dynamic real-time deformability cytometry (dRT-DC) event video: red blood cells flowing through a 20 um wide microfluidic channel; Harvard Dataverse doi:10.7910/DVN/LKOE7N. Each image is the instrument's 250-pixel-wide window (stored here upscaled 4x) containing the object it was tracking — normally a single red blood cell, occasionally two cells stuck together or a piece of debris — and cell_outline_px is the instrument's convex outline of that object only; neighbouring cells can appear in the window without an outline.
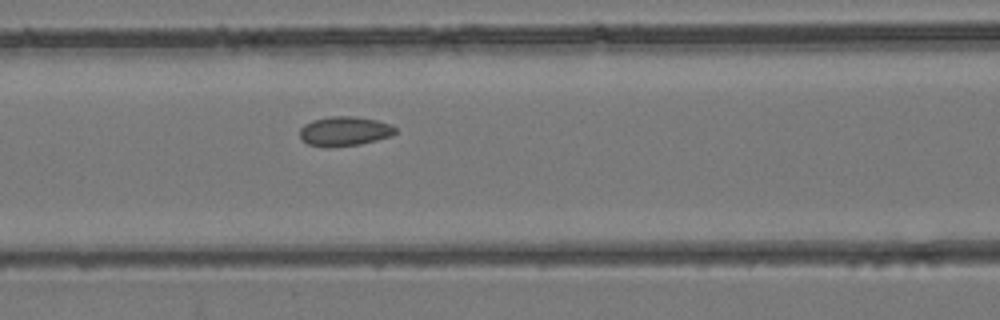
{"species": "common noctule bat (a hibernating species)", "species_latin": "Nyctalus noctula", "temperature_condition": "room temperature", "stored_images_in_passage": 5, "camera_frame_rate_fps": 3000, "um_per_image_px": 0.085, "animal": {"sex": "female", "body_mass_g": 24.6, "forearm_length_mm": 56.2}, "frame": {"image": 1, "passage_image": 5, "time_ms": 1.333, "image_size_px": [1000, 320], "cell_outline_px": [[396, 132], [392, 136], [360, 144], [308, 144], [300, 136], [300, 128], [304, 124], [312, 120], [332, 116], [356, 116], [376, 120], [392, 124], [396, 128]], "centroid_in_image_um": [29.35, 11.09], "position_along_channel_um": 137.3, "area_um2": 15.78}}